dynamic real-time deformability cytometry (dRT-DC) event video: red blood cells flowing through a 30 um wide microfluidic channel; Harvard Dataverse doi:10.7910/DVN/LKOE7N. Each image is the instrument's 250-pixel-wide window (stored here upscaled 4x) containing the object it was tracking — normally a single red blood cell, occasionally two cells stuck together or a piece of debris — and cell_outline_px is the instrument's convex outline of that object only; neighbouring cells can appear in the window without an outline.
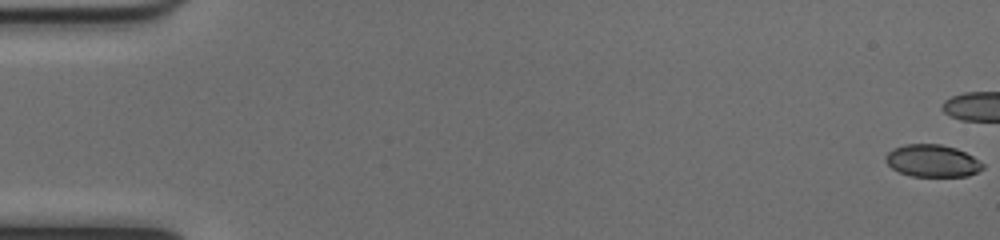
{"species": "common noctule bat (a hibernating species)", "species_latin": "Nyctalus noctula", "temperature_condition": "cold", "stored_images_in_passage": 41, "camera_frame_rate_fps": 3000, "um_per_image_px": 0.085, "animal": {"sex": "female", "body_mass_g": 17.0, "forearm_length_mm": 48.0}, "frame": {"image": 1, "passage_image": 1, "time_ms": 0.0, "image_size_px": [1000, 240], "cell_outline_px": [[984, 168], [968, 176], [912, 176], [900, 172], [892, 168], [884, 160], [884, 156], [892, 148], [904, 144], [940, 144], [956, 148], [972, 156], [984, 164]], "centroid_in_image_um": [79.22, 13.66], "position_along_channel_um": 5.8, "area_um2": 18.26}}
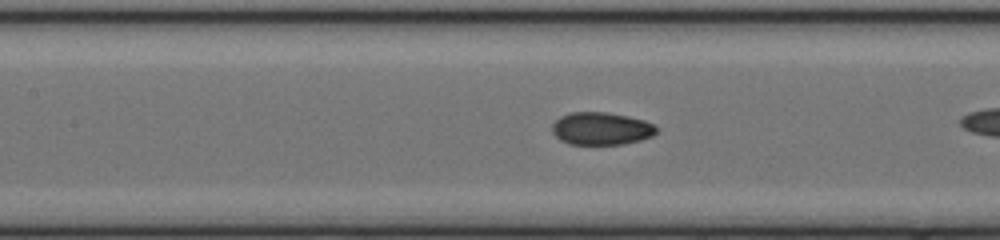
{"frame": {"image": 2, "passage_image": 25, "time_ms": 8.0, "image_size_px": [1000, 240], "cell_outline_px": [[660, 128], [652, 136], [640, 140], [624, 144], [568, 144], [560, 140], [552, 132], [552, 124], [560, 116], [572, 112], [604, 112], [628, 116], [644, 120], [656, 124]], "centroid_in_image_um": [51.13, 10.93], "position_along_channel_um": 156.3, "area_um2": 20.0}}
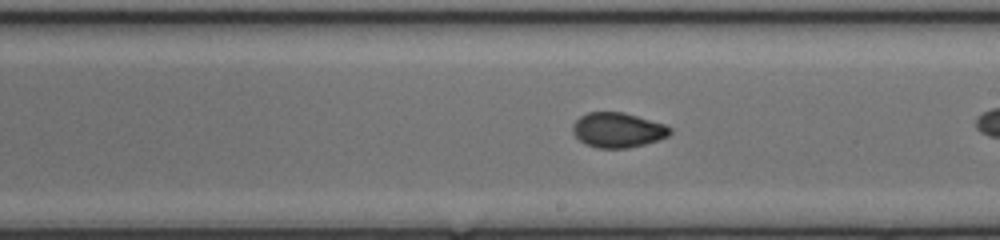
{"frame": {"image": 3, "passage_image": 31, "time_ms": 10.0, "image_size_px": [1000, 240], "cell_outline_px": [[672, 132], [668, 136], [644, 144], [628, 148], [596, 148], [584, 144], [572, 132], [572, 124], [580, 116], [588, 112], [624, 112], [664, 124], [672, 128]], "centroid_in_image_um": [52.49, 11.05], "position_along_channel_um": 236.5, "area_um2": 19.83}}